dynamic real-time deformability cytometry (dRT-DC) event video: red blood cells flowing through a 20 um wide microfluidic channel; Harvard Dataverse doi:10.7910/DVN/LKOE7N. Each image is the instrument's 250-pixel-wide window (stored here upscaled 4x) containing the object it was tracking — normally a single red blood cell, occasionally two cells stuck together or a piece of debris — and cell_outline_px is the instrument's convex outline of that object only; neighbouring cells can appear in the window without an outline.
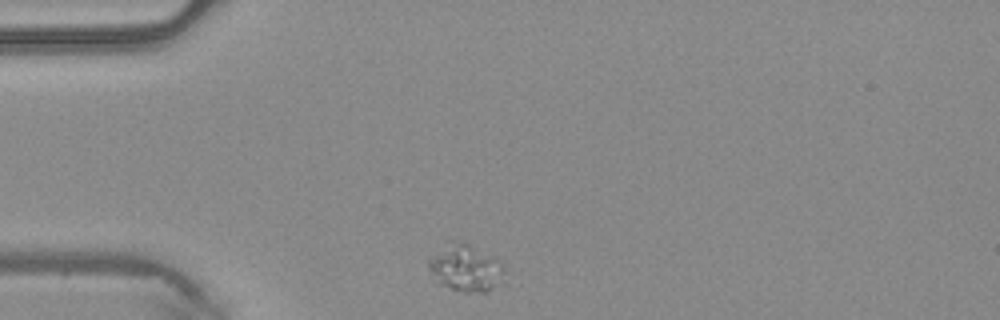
{"species": "common noctule bat (a hibernating species)", "species_latin": "Nyctalus noctula", "temperature_condition": "warm", "stored_images_in_passage": 2, "camera_frame_rate_fps": 3000, "um_per_image_px": 0.085, "animal": {"sex": "male", "body_mass_g": 20.4}, "frame": {"image": 1, "passage_image": 1, "time_ms": 0.0, "image_size_px": [1000, 320], "cell_outline_px": [[504, 272], [484, 292], [464, 292], [436, 284], [428, 268], [428, 260], [448, 240], [464, 240], [500, 260], [504, 264]], "centroid_in_image_um": [39.48, 22.71], "position_along_channel_um": 45.5, "area_um2": 20.69}}